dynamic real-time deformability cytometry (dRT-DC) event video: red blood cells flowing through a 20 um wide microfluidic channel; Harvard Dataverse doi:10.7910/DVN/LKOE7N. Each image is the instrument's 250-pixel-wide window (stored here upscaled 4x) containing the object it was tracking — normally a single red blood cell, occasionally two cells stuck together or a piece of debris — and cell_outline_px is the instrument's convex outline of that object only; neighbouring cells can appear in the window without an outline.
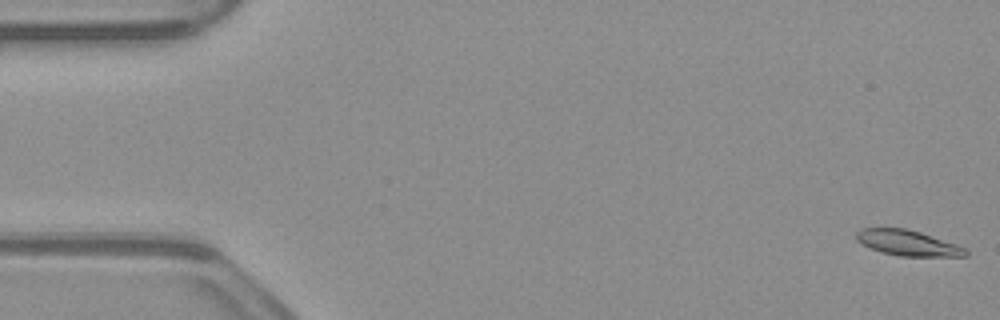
{"species": "common noctule bat (a hibernating species)", "species_latin": "Nyctalus noctula", "temperature_condition": "warm", "stored_images_in_passage": 53, "camera_frame_rate_fps": 3000, "um_per_image_px": 0.085, "animal": {"sex": "male", "body_mass_g": 23.1, "forearm_length_mm": 52.7}, "frame": {"image": 1, "passage_image": 1, "time_ms": 0.0, "image_size_px": [1000, 320], "cell_outline_px": [[968, 256], [900, 256], [880, 252], [860, 244], [856, 240], [856, 232], [860, 228], [908, 228], [956, 244], [964, 248], [968, 252]], "centroid_in_image_um": [77.11, 20.64], "position_along_channel_um": 7.9, "area_um2": 16.3}}
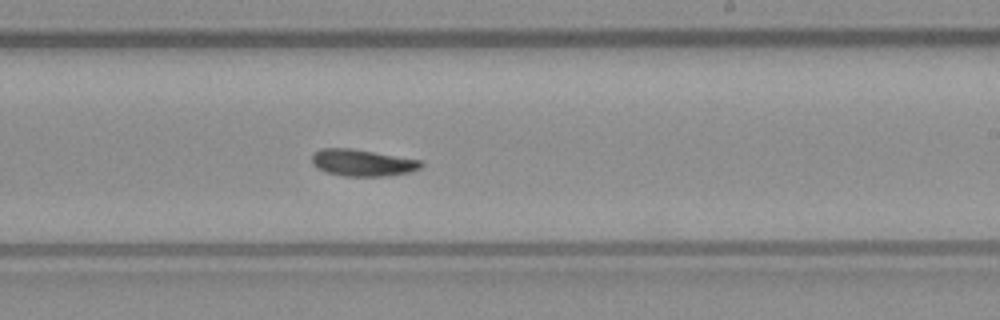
{"frame": {"image": 2, "passage_image": 31, "time_ms": 10.0, "image_size_px": [1000, 320], "cell_outline_px": [[424, 164], [420, 168], [408, 172], [388, 176], [344, 176], [328, 172], [316, 168], [312, 164], [312, 156], [320, 148], [352, 148], [424, 160]], "centroid_in_image_um": [30.84, 13.82], "position_along_channel_um": 258.2, "area_um2": 17.17}}
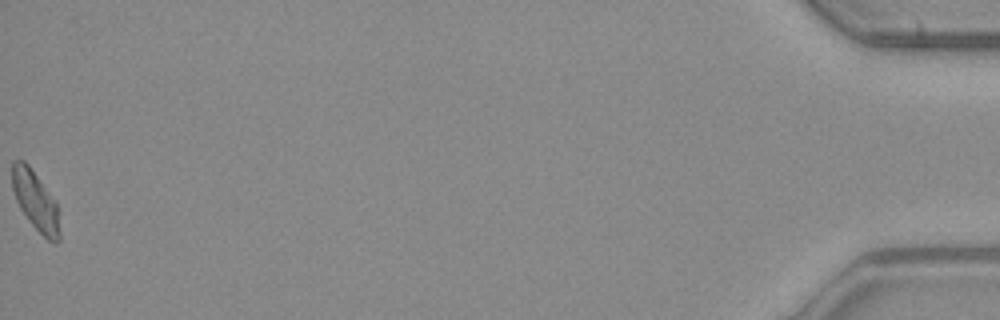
{"frame": {"image": 3, "passage_image": 53, "time_ms": 17.333, "image_size_px": [1000, 320], "cell_outline_px": [[60, 240], [48, 240], [32, 224], [20, 208], [16, 200], [12, 188], [12, 160], [24, 160], [28, 164], [56, 200], [60, 232]], "centroid_in_image_um": [3.01, 17.02], "position_along_channel_um": 432.2, "area_um2": 16.24}}